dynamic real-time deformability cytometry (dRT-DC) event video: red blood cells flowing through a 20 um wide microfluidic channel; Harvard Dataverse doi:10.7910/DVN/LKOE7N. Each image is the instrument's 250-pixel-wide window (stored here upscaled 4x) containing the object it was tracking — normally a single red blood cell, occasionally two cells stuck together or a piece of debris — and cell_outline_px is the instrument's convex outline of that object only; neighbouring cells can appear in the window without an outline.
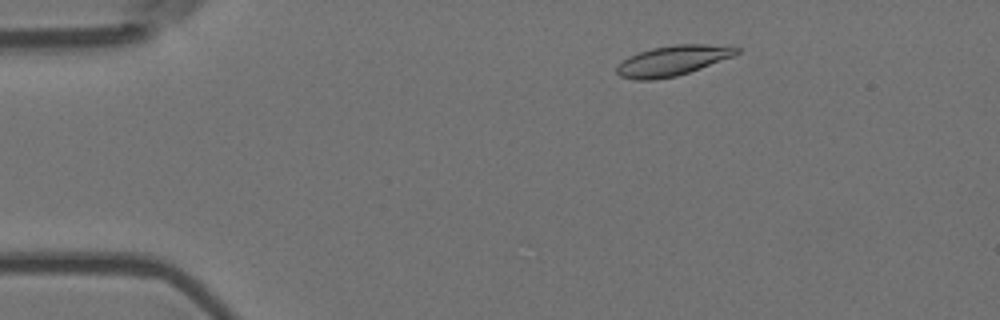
{"species": "Egyptian fruit bat (a non-hibernating species)", "species_latin": "Rousettus aegyptiacus", "temperature_condition": "room temperature", "stored_images_in_passage": 53, "camera_frame_rate_fps": 3000, "um_per_image_px": 0.085, "animal": {"sex": "female"}, "frame": {"image": 1, "passage_image": 7, "time_ms": 2.0, "image_size_px": [1000, 320], "cell_outline_px": [[740, 52], [732, 56], [700, 68], [676, 76], [652, 80], [636, 80], [620, 76], [616, 72], [616, 68], [628, 56], [652, 48], [676, 44], [704, 44], [740, 48]], "centroid_in_image_um": [57.14, 5.16], "position_along_channel_um": 27.9, "area_um2": 20.63}}
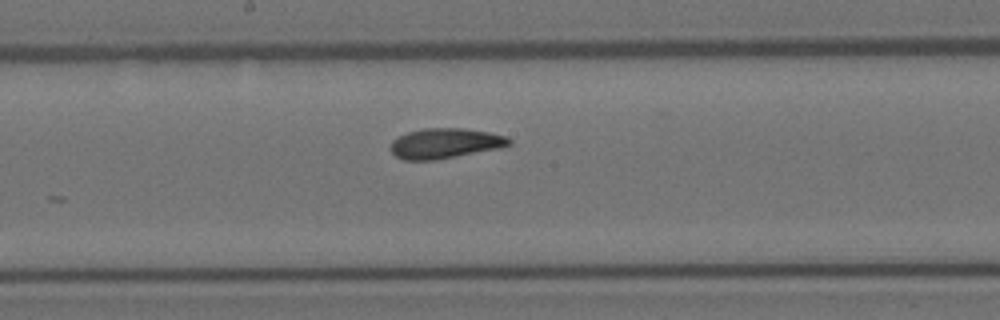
{"frame": {"image": 2, "passage_image": 27, "time_ms": 8.667, "image_size_px": [1000, 320], "cell_outline_px": [[512, 144], [500, 148], [436, 160], [404, 160], [396, 156], [388, 148], [392, 140], [408, 132], [424, 128], [464, 128], [488, 132], [504, 136], [512, 140]], "centroid_in_image_um": [37.81, 12.19], "position_along_channel_um": 210.4, "area_um2": 20.87}}
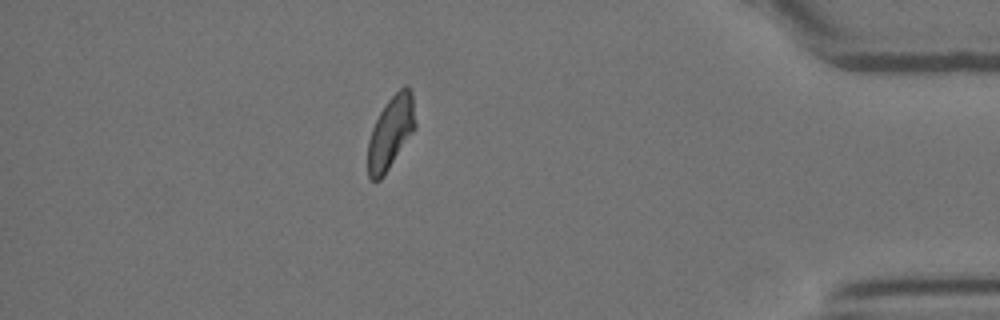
{"frame": {"image": 3, "passage_image": 46, "time_ms": 15.0, "image_size_px": [1000, 320], "cell_outline_px": [[416, 128], [384, 176], [380, 180], [372, 180], [368, 176], [368, 140], [372, 128], [384, 104], [404, 84], [412, 92], [416, 124]], "centroid_in_image_um": [33.22, 11.26], "position_along_channel_um": 402.0, "area_um2": 20.11}, "authors_computed_cell_mechanics": {"area_um2": 20.808, "velocity_mm_per_s": 3.6789, "shape_relaxation_time_tau1_ms": 5.6746, "shape_relaxation_time_tau2_ms": 2.3454, "deformation_change_tau1": 0.1492, "deformation_change_tau2": 0.0903}}